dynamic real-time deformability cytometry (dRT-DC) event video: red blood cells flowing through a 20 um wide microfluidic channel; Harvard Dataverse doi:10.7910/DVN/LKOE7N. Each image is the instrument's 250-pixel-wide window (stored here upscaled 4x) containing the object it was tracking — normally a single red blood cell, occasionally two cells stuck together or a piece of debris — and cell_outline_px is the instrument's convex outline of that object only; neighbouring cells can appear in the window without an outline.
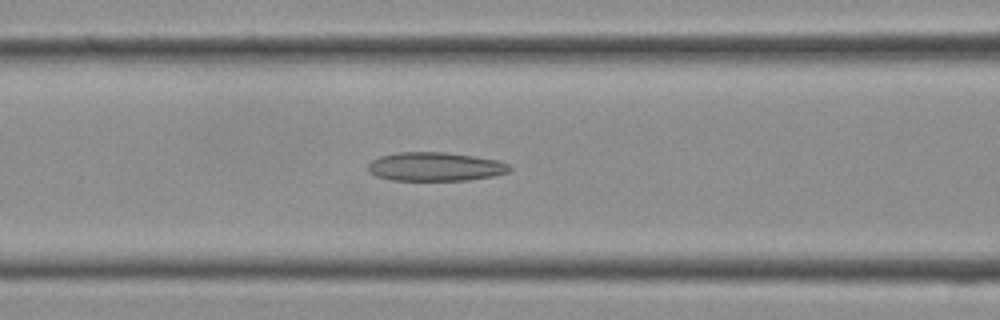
{"species": "Egyptian fruit bat (a non-hibernating species)", "species_latin": "Rousettus aegyptiacus", "temperature_condition": "cold", "stored_images_in_passage": 29, "camera_frame_rate_fps": 3000, "um_per_image_px": 0.085, "frame": {"image": 1, "passage_image": 11, "time_ms": 3.333, "image_size_px": [1000, 320], "cell_outline_px": [[512, 168], [508, 172], [492, 176], [468, 180], [392, 180], [376, 176], [368, 172], [368, 164], [372, 160], [380, 156], [400, 152], [444, 152], [472, 156], [496, 160], [508, 164]], "centroid_in_image_um": [36.96, 14.17], "position_along_channel_um": 129.6, "area_um2": 23.58}}
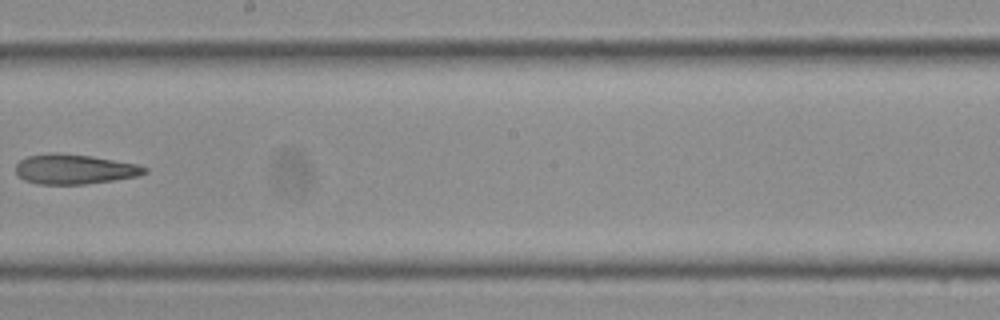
{"frame": {"image": 2, "passage_image": 16, "time_ms": 5.0, "image_size_px": [1000, 320], "cell_outline_px": [[148, 172], [140, 176], [84, 184], [40, 184], [24, 180], [16, 172], [16, 164], [20, 160], [28, 156], [48, 152], [56, 152], [92, 156], [136, 164], [148, 168]], "centroid_in_image_um": [6.33, 14.37], "position_along_channel_um": 241.9, "area_um2": 22.43}}
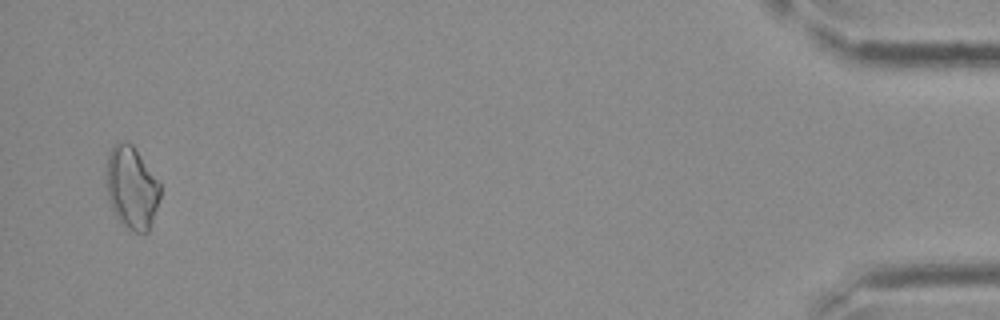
{"frame": {"image": 3, "passage_image": 28, "time_ms": 9.0, "image_size_px": [1000, 320], "cell_outline_px": [[160, 196], [148, 232], [136, 232], [120, 224], [112, 208], [108, 196], [108, 156], [116, 140], [124, 140], [132, 144], [160, 184]], "centroid_in_image_um": [11.2, 15.95], "position_along_channel_um": 424.0, "area_um2": 25.32}}